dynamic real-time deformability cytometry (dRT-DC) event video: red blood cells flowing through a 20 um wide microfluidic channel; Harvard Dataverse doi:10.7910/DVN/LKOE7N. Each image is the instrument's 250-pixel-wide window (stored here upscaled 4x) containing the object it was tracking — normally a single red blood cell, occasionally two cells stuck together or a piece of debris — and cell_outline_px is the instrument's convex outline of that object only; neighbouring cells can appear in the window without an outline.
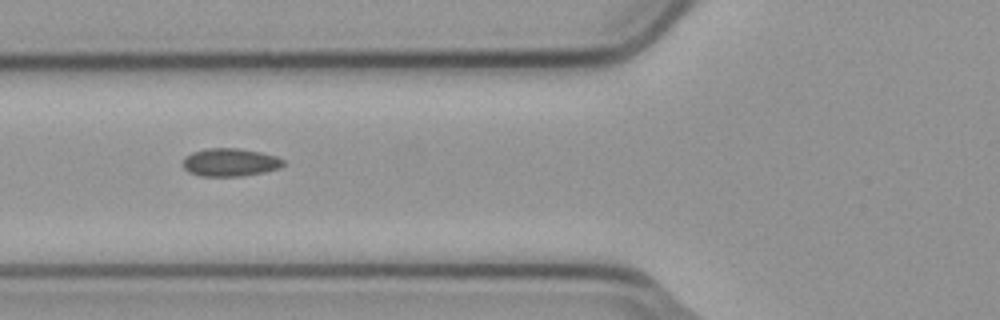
{"species": "common noctule bat (a hibernating species)", "species_latin": "Nyctalus noctula", "temperature_condition": "cold", "stored_images_in_passage": 8, "camera_frame_rate_fps": 3000, "um_per_image_px": 0.085, "animal": {"sex": "male", "body_mass_g": 23.1, "forearm_length_mm": 52.7}, "frame": {"image": 1, "passage_image": 7, "time_ms": 2.0, "image_size_px": [1000, 320], "cell_outline_px": [[284, 164], [280, 168], [264, 172], [240, 176], [200, 176], [188, 172], [184, 168], [184, 156], [192, 152], [208, 148], [236, 148], [260, 152], [276, 156], [284, 160]], "centroid_in_image_um": [19.55, 13.8], "position_along_channel_um": 106.3, "area_um2": 16.36}}
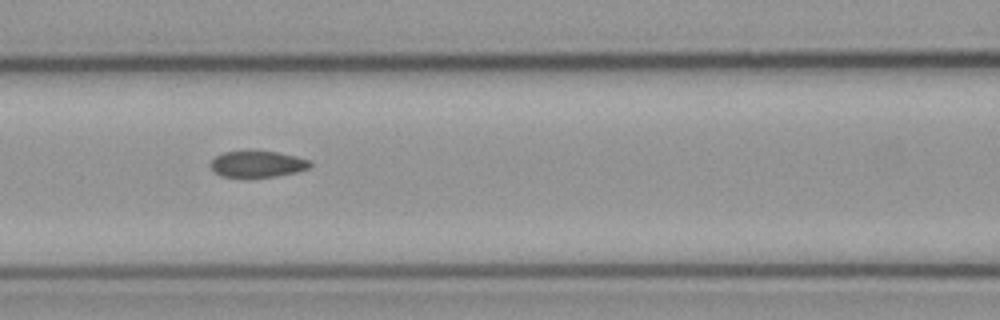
{"frame": {"image": 2, "passage_image": 8, "time_ms": 2.333, "image_size_px": [1000, 320], "cell_outline_px": [[312, 164], [308, 168], [296, 172], [272, 176], [220, 176], [208, 164], [216, 156], [224, 152], [276, 152], [296, 156], [308, 160]], "centroid_in_image_um": [21.87, 13.94], "position_along_channel_um": 144.7, "area_um2": 14.68}}